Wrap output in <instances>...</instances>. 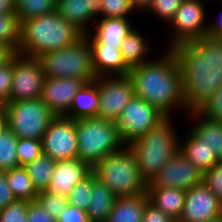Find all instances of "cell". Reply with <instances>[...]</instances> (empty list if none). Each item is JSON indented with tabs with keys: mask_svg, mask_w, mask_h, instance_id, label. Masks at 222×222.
Instances as JSON below:
<instances>
[{
	"mask_svg": "<svg viewBox=\"0 0 222 222\" xmlns=\"http://www.w3.org/2000/svg\"><path fill=\"white\" fill-rule=\"evenodd\" d=\"M134 10L141 12L148 10L153 0H130Z\"/></svg>",
	"mask_w": 222,
	"mask_h": 222,
	"instance_id": "7dc6e473",
	"label": "cell"
},
{
	"mask_svg": "<svg viewBox=\"0 0 222 222\" xmlns=\"http://www.w3.org/2000/svg\"><path fill=\"white\" fill-rule=\"evenodd\" d=\"M209 222H222V217L218 218V219H215L213 221H209Z\"/></svg>",
	"mask_w": 222,
	"mask_h": 222,
	"instance_id": "816d5d0a",
	"label": "cell"
},
{
	"mask_svg": "<svg viewBox=\"0 0 222 222\" xmlns=\"http://www.w3.org/2000/svg\"><path fill=\"white\" fill-rule=\"evenodd\" d=\"M92 172L116 197L139 196L146 193L136 158L128 145L99 161Z\"/></svg>",
	"mask_w": 222,
	"mask_h": 222,
	"instance_id": "5b68a950",
	"label": "cell"
},
{
	"mask_svg": "<svg viewBox=\"0 0 222 222\" xmlns=\"http://www.w3.org/2000/svg\"><path fill=\"white\" fill-rule=\"evenodd\" d=\"M91 47L92 67L96 77L129 75L119 46L89 44Z\"/></svg>",
	"mask_w": 222,
	"mask_h": 222,
	"instance_id": "d6986e66",
	"label": "cell"
},
{
	"mask_svg": "<svg viewBox=\"0 0 222 222\" xmlns=\"http://www.w3.org/2000/svg\"><path fill=\"white\" fill-rule=\"evenodd\" d=\"M85 83L84 80L70 77H45L40 99L55 116L65 115L70 109L74 96Z\"/></svg>",
	"mask_w": 222,
	"mask_h": 222,
	"instance_id": "2e32d148",
	"label": "cell"
},
{
	"mask_svg": "<svg viewBox=\"0 0 222 222\" xmlns=\"http://www.w3.org/2000/svg\"><path fill=\"white\" fill-rule=\"evenodd\" d=\"M172 51L181 70L185 110L197 111L222 85V39L205 36Z\"/></svg>",
	"mask_w": 222,
	"mask_h": 222,
	"instance_id": "6da1fadb",
	"label": "cell"
},
{
	"mask_svg": "<svg viewBox=\"0 0 222 222\" xmlns=\"http://www.w3.org/2000/svg\"><path fill=\"white\" fill-rule=\"evenodd\" d=\"M57 222H89L86 211L75 206L67 205L61 212Z\"/></svg>",
	"mask_w": 222,
	"mask_h": 222,
	"instance_id": "ee69618b",
	"label": "cell"
},
{
	"mask_svg": "<svg viewBox=\"0 0 222 222\" xmlns=\"http://www.w3.org/2000/svg\"><path fill=\"white\" fill-rule=\"evenodd\" d=\"M204 0H182L171 24L172 35L168 49L174 46L201 39L206 36L207 22ZM206 22V23H205Z\"/></svg>",
	"mask_w": 222,
	"mask_h": 222,
	"instance_id": "9c48e42d",
	"label": "cell"
},
{
	"mask_svg": "<svg viewBox=\"0 0 222 222\" xmlns=\"http://www.w3.org/2000/svg\"><path fill=\"white\" fill-rule=\"evenodd\" d=\"M203 184L217 196L222 204V161L203 173Z\"/></svg>",
	"mask_w": 222,
	"mask_h": 222,
	"instance_id": "60d3db41",
	"label": "cell"
},
{
	"mask_svg": "<svg viewBox=\"0 0 222 222\" xmlns=\"http://www.w3.org/2000/svg\"><path fill=\"white\" fill-rule=\"evenodd\" d=\"M15 53L8 47L0 43V64L6 62Z\"/></svg>",
	"mask_w": 222,
	"mask_h": 222,
	"instance_id": "c3c4849f",
	"label": "cell"
},
{
	"mask_svg": "<svg viewBox=\"0 0 222 222\" xmlns=\"http://www.w3.org/2000/svg\"><path fill=\"white\" fill-rule=\"evenodd\" d=\"M83 36L78 28L55 10L21 23V40L17 53L38 58L49 51L66 48Z\"/></svg>",
	"mask_w": 222,
	"mask_h": 222,
	"instance_id": "3957f363",
	"label": "cell"
},
{
	"mask_svg": "<svg viewBox=\"0 0 222 222\" xmlns=\"http://www.w3.org/2000/svg\"><path fill=\"white\" fill-rule=\"evenodd\" d=\"M14 76V55L0 64V107L10 102L11 85Z\"/></svg>",
	"mask_w": 222,
	"mask_h": 222,
	"instance_id": "8d00e7d4",
	"label": "cell"
},
{
	"mask_svg": "<svg viewBox=\"0 0 222 222\" xmlns=\"http://www.w3.org/2000/svg\"><path fill=\"white\" fill-rule=\"evenodd\" d=\"M57 0H14V12L20 23L56 10Z\"/></svg>",
	"mask_w": 222,
	"mask_h": 222,
	"instance_id": "f546056e",
	"label": "cell"
},
{
	"mask_svg": "<svg viewBox=\"0 0 222 222\" xmlns=\"http://www.w3.org/2000/svg\"><path fill=\"white\" fill-rule=\"evenodd\" d=\"M135 96L156 107L166 117L174 110L185 111L181 70L172 49L130 69ZM171 114V115H170Z\"/></svg>",
	"mask_w": 222,
	"mask_h": 222,
	"instance_id": "7a4b0ae2",
	"label": "cell"
},
{
	"mask_svg": "<svg viewBox=\"0 0 222 222\" xmlns=\"http://www.w3.org/2000/svg\"><path fill=\"white\" fill-rule=\"evenodd\" d=\"M75 128L78 158L91 168L125 145L120 138L116 121L99 117L77 119Z\"/></svg>",
	"mask_w": 222,
	"mask_h": 222,
	"instance_id": "8992f818",
	"label": "cell"
},
{
	"mask_svg": "<svg viewBox=\"0 0 222 222\" xmlns=\"http://www.w3.org/2000/svg\"><path fill=\"white\" fill-rule=\"evenodd\" d=\"M139 32L140 30L133 27L119 46L124 63L129 69L150 60L147 58L150 51H152L149 40H146Z\"/></svg>",
	"mask_w": 222,
	"mask_h": 222,
	"instance_id": "484cf974",
	"label": "cell"
},
{
	"mask_svg": "<svg viewBox=\"0 0 222 222\" xmlns=\"http://www.w3.org/2000/svg\"><path fill=\"white\" fill-rule=\"evenodd\" d=\"M21 40V23L15 12L0 15V43L18 52Z\"/></svg>",
	"mask_w": 222,
	"mask_h": 222,
	"instance_id": "4dcf8cb0",
	"label": "cell"
},
{
	"mask_svg": "<svg viewBox=\"0 0 222 222\" xmlns=\"http://www.w3.org/2000/svg\"><path fill=\"white\" fill-rule=\"evenodd\" d=\"M8 185L10 186L16 200L34 202L38 192L34 188L32 180L29 178L23 166L4 171Z\"/></svg>",
	"mask_w": 222,
	"mask_h": 222,
	"instance_id": "83f0119b",
	"label": "cell"
},
{
	"mask_svg": "<svg viewBox=\"0 0 222 222\" xmlns=\"http://www.w3.org/2000/svg\"><path fill=\"white\" fill-rule=\"evenodd\" d=\"M130 20L129 18H99L95 21V28L92 26L94 30L84 36L89 44L120 46L134 26Z\"/></svg>",
	"mask_w": 222,
	"mask_h": 222,
	"instance_id": "ffe728a7",
	"label": "cell"
},
{
	"mask_svg": "<svg viewBox=\"0 0 222 222\" xmlns=\"http://www.w3.org/2000/svg\"><path fill=\"white\" fill-rule=\"evenodd\" d=\"M28 222H57L37 201L29 202Z\"/></svg>",
	"mask_w": 222,
	"mask_h": 222,
	"instance_id": "7bdbcfd3",
	"label": "cell"
},
{
	"mask_svg": "<svg viewBox=\"0 0 222 222\" xmlns=\"http://www.w3.org/2000/svg\"><path fill=\"white\" fill-rule=\"evenodd\" d=\"M55 162L56 161L51 159L49 156L42 153L32 162L23 166L26 169L29 178L32 180L33 186L37 192L47 189L55 168Z\"/></svg>",
	"mask_w": 222,
	"mask_h": 222,
	"instance_id": "f1b7e54d",
	"label": "cell"
},
{
	"mask_svg": "<svg viewBox=\"0 0 222 222\" xmlns=\"http://www.w3.org/2000/svg\"><path fill=\"white\" fill-rule=\"evenodd\" d=\"M14 12V0H0V15Z\"/></svg>",
	"mask_w": 222,
	"mask_h": 222,
	"instance_id": "681fc988",
	"label": "cell"
},
{
	"mask_svg": "<svg viewBox=\"0 0 222 222\" xmlns=\"http://www.w3.org/2000/svg\"><path fill=\"white\" fill-rule=\"evenodd\" d=\"M148 202L155 208L178 220L184 205L186 191L178 188L147 187Z\"/></svg>",
	"mask_w": 222,
	"mask_h": 222,
	"instance_id": "603a6c76",
	"label": "cell"
},
{
	"mask_svg": "<svg viewBox=\"0 0 222 222\" xmlns=\"http://www.w3.org/2000/svg\"><path fill=\"white\" fill-rule=\"evenodd\" d=\"M16 152L19 166H25L43 153L42 141L30 138H18Z\"/></svg>",
	"mask_w": 222,
	"mask_h": 222,
	"instance_id": "d590c367",
	"label": "cell"
},
{
	"mask_svg": "<svg viewBox=\"0 0 222 222\" xmlns=\"http://www.w3.org/2000/svg\"><path fill=\"white\" fill-rule=\"evenodd\" d=\"M165 117L156 107L134 95L116 120L122 142L128 145L155 127Z\"/></svg>",
	"mask_w": 222,
	"mask_h": 222,
	"instance_id": "30bf717a",
	"label": "cell"
},
{
	"mask_svg": "<svg viewBox=\"0 0 222 222\" xmlns=\"http://www.w3.org/2000/svg\"><path fill=\"white\" fill-rule=\"evenodd\" d=\"M44 79L45 75L38 58L15 53L10 101L40 98Z\"/></svg>",
	"mask_w": 222,
	"mask_h": 222,
	"instance_id": "4fadbf2b",
	"label": "cell"
},
{
	"mask_svg": "<svg viewBox=\"0 0 222 222\" xmlns=\"http://www.w3.org/2000/svg\"><path fill=\"white\" fill-rule=\"evenodd\" d=\"M133 11L130 0H100L99 18H128Z\"/></svg>",
	"mask_w": 222,
	"mask_h": 222,
	"instance_id": "836d02e7",
	"label": "cell"
},
{
	"mask_svg": "<svg viewBox=\"0 0 222 222\" xmlns=\"http://www.w3.org/2000/svg\"><path fill=\"white\" fill-rule=\"evenodd\" d=\"M56 11L85 35L89 23L99 19L100 0H57Z\"/></svg>",
	"mask_w": 222,
	"mask_h": 222,
	"instance_id": "ac0fdd59",
	"label": "cell"
},
{
	"mask_svg": "<svg viewBox=\"0 0 222 222\" xmlns=\"http://www.w3.org/2000/svg\"><path fill=\"white\" fill-rule=\"evenodd\" d=\"M92 173V168L79 158L55 162V168L47 191L70 195L73 187Z\"/></svg>",
	"mask_w": 222,
	"mask_h": 222,
	"instance_id": "e0dca14e",
	"label": "cell"
},
{
	"mask_svg": "<svg viewBox=\"0 0 222 222\" xmlns=\"http://www.w3.org/2000/svg\"><path fill=\"white\" fill-rule=\"evenodd\" d=\"M16 198L8 185L5 172H0V210L14 202Z\"/></svg>",
	"mask_w": 222,
	"mask_h": 222,
	"instance_id": "f6af8a7d",
	"label": "cell"
},
{
	"mask_svg": "<svg viewBox=\"0 0 222 222\" xmlns=\"http://www.w3.org/2000/svg\"><path fill=\"white\" fill-rule=\"evenodd\" d=\"M147 194L131 197H117L106 222H141Z\"/></svg>",
	"mask_w": 222,
	"mask_h": 222,
	"instance_id": "4316f807",
	"label": "cell"
},
{
	"mask_svg": "<svg viewBox=\"0 0 222 222\" xmlns=\"http://www.w3.org/2000/svg\"><path fill=\"white\" fill-rule=\"evenodd\" d=\"M48 78H75L92 82L96 75L92 67L91 47L83 36L76 43L38 57Z\"/></svg>",
	"mask_w": 222,
	"mask_h": 222,
	"instance_id": "52a82bcc",
	"label": "cell"
},
{
	"mask_svg": "<svg viewBox=\"0 0 222 222\" xmlns=\"http://www.w3.org/2000/svg\"><path fill=\"white\" fill-rule=\"evenodd\" d=\"M202 116L213 121L222 122V85L211 98L197 110Z\"/></svg>",
	"mask_w": 222,
	"mask_h": 222,
	"instance_id": "ab89813d",
	"label": "cell"
},
{
	"mask_svg": "<svg viewBox=\"0 0 222 222\" xmlns=\"http://www.w3.org/2000/svg\"><path fill=\"white\" fill-rule=\"evenodd\" d=\"M141 222H177V220L147 202L145 204Z\"/></svg>",
	"mask_w": 222,
	"mask_h": 222,
	"instance_id": "b9f144b4",
	"label": "cell"
},
{
	"mask_svg": "<svg viewBox=\"0 0 222 222\" xmlns=\"http://www.w3.org/2000/svg\"><path fill=\"white\" fill-rule=\"evenodd\" d=\"M117 197L93 173V185L86 214L89 222H106Z\"/></svg>",
	"mask_w": 222,
	"mask_h": 222,
	"instance_id": "7402d4cb",
	"label": "cell"
},
{
	"mask_svg": "<svg viewBox=\"0 0 222 222\" xmlns=\"http://www.w3.org/2000/svg\"><path fill=\"white\" fill-rule=\"evenodd\" d=\"M6 129H8L7 115L3 107H0V134H2Z\"/></svg>",
	"mask_w": 222,
	"mask_h": 222,
	"instance_id": "f907efd6",
	"label": "cell"
},
{
	"mask_svg": "<svg viewBox=\"0 0 222 222\" xmlns=\"http://www.w3.org/2000/svg\"><path fill=\"white\" fill-rule=\"evenodd\" d=\"M36 201L55 220H57L59 218L61 212L68 205V198L66 195L55 194V193L47 191V190L38 192Z\"/></svg>",
	"mask_w": 222,
	"mask_h": 222,
	"instance_id": "d6a6232c",
	"label": "cell"
},
{
	"mask_svg": "<svg viewBox=\"0 0 222 222\" xmlns=\"http://www.w3.org/2000/svg\"><path fill=\"white\" fill-rule=\"evenodd\" d=\"M171 117H165L128 144L136 158L140 174L147 183L180 149L179 133L177 134Z\"/></svg>",
	"mask_w": 222,
	"mask_h": 222,
	"instance_id": "277c9868",
	"label": "cell"
},
{
	"mask_svg": "<svg viewBox=\"0 0 222 222\" xmlns=\"http://www.w3.org/2000/svg\"><path fill=\"white\" fill-rule=\"evenodd\" d=\"M182 0H153L147 12H153L157 19L169 22L175 16L176 11L181 5Z\"/></svg>",
	"mask_w": 222,
	"mask_h": 222,
	"instance_id": "74e56055",
	"label": "cell"
},
{
	"mask_svg": "<svg viewBox=\"0 0 222 222\" xmlns=\"http://www.w3.org/2000/svg\"><path fill=\"white\" fill-rule=\"evenodd\" d=\"M218 18L207 24V37L222 39V15Z\"/></svg>",
	"mask_w": 222,
	"mask_h": 222,
	"instance_id": "bcb514c9",
	"label": "cell"
},
{
	"mask_svg": "<svg viewBox=\"0 0 222 222\" xmlns=\"http://www.w3.org/2000/svg\"><path fill=\"white\" fill-rule=\"evenodd\" d=\"M222 217V204L204 184L186 191L177 222H209Z\"/></svg>",
	"mask_w": 222,
	"mask_h": 222,
	"instance_id": "9a60e30c",
	"label": "cell"
},
{
	"mask_svg": "<svg viewBox=\"0 0 222 222\" xmlns=\"http://www.w3.org/2000/svg\"><path fill=\"white\" fill-rule=\"evenodd\" d=\"M99 90L92 81L85 83L74 96L69 111L64 115L74 120L98 117Z\"/></svg>",
	"mask_w": 222,
	"mask_h": 222,
	"instance_id": "cb8c5ba5",
	"label": "cell"
},
{
	"mask_svg": "<svg viewBox=\"0 0 222 222\" xmlns=\"http://www.w3.org/2000/svg\"><path fill=\"white\" fill-rule=\"evenodd\" d=\"M189 119H194L190 128L211 151L222 161V122L213 121L202 116L198 111L188 113ZM196 121V122H195Z\"/></svg>",
	"mask_w": 222,
	"mask_h": 222,
	"instance_id": "d4e9b609",
	"label": "cell"
},
{
	"mask_svg": "<svg viewBox=\"0 0 222 222\" xmlns=\"http://www.w3.org/2000/svg\"><path fill=\"white\" fill-rule=\"evenodd\" d=\"M99 90L98 117L116 121L124 107L134 97V85L129 75L96 77Z\"/></svg>",
	"mask_w": 222,
	"mask_h": 222,
	"instance_id": "8fae6325",
	"label": "cell"
},
{
	"mask_svg": "<svg viewBox=\"0 0 222 222\" xmlns=\"http://www.w3.org/2000/svg\"><path fill=\"white\" fill-rule=\"evenodd\" d=\"M203 184V172L180 150L147 183V187L189 190Z\"/></svg>",
	"mask_w": 222,
	"mask_h": 222,
	"instance_id": "5bb4252c",
	"label": "cell"
},
{
	"mask_svg": "<svg viewBox=\"0 0 222 222\" xmlns=\"http://www.w3.org/2000/svg\"><path fill=\"white\" fill-rule=\"evenodd\" d=\"M43 154L54 161L78 158L75 120L64 115L55 116L41 139Z\"/></svg>",
	"mask_w": 222,
	"mask_h": 222,
	"instance_id": "7c38bea8",
	"label": "cell"
},
{
	"mask_svg": "<svg viewBox=\"0 0 222 222\" xmlns=\"http://www.w3.org/2000/svg\"><path fill=\"white\" fill-rule=\"evenodd\" d=\"M184 138H180L179 150L203 173L221 161L191 129Z\"/></svg>",
	"mask_w": 222,
	"mask_h": 222,
	"instance_id": "44dd1931",
	"label": "cell"
},
{
	"mask_svg": "<svg viewBox=\"0 0 222 222\" xmlns=\"http://www.w3.org/2000/svg\"><path fill=\"white\" fill-rule=\"evenodd\" d=\"M18 137L9 129L0 134V172L19 167L17 159Z\"/></svg>",
	"mask_w": 222,
	"mask_h": 222,
	"instance_id": "1f68e13d",
	"label": "cell"
},
{
	"mask_svg": "<svg viewBox=\"0 0 222 222\" xmlns=\"http://www.w3.org/2000/svg\"><path fill=\"white\" fill-rule=\"evenodd\" d=\"M8 129L18 138L41 140L55 114L40 99L8 102L2 106Z\"/></svg>",
	"mask_w": 222,
	"mask_h": 222,
	"instance_id": "ba28073f",
	"label": "cell"
},
{
	"mask_svg": "<svg viewBox=\"0 0 222 222\" xmlns=\"http://www.w3.org/2000/svg\"><path fill=\"white\" fill-rule=\"evenodd\" d=\"M93 185V172L83 181L73 187L70 195L67 196L68 204L86 211L90 202V194Z\"/></svg>",
	"mask_w": 222,
	"mask_h": 222,
	"instance_id": "e575fe53",
	"label": "cell"
},
{
	"mask_svg": "<svg viewBox=\"0 0 222 222\" xmlns=\"http://www.w3.org/2000/svg\"><path fill=\"white\" fill-rule=\"evenodd\" d=\"M28 205V201L15 200L0 210V222H28Z\"/></svg>",
	"mask_w": 222,
	"mask_h": 222,
	"instance_id": "f35d334b",
	"label": "cell"
}]
</instances>
